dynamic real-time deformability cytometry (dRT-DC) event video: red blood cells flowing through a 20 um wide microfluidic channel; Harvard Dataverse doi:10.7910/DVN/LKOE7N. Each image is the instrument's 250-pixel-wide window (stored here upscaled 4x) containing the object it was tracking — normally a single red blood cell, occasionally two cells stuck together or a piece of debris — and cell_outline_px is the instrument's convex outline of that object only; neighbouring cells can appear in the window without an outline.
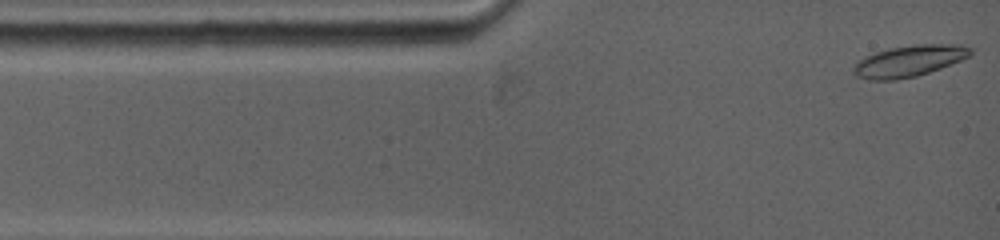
{"species": "common noctule bat (a hibernating species)", "species_latin": "Nyctalus noctula", "temperature_condition": "warm", "stored_images_in_passage": 67, "camera_frame_rate_fps": 5000, "um_per_image_px": 0.085, "animal": {"sex": "female", "body_mass_g": 19.0, "forearm_length_mm": 53.3}, "frame": {"image": 1, "passage_image": 1, "time_ms": 0.0, "image_size_px": [1000, 240], "cell_outline_px": [[972, 52], [968, 56], [960, 60], [940, 68], [916, 76], [896, 80], [872, 80], [856, 76], [852, 68], [864, 56], [888, 48], [916, 44], [960, 44], [972, 48]], "centroid_in_image_um": [77.26, 5.17], "position_along_channel_um": 7.7, "area_um2": 21.21}}
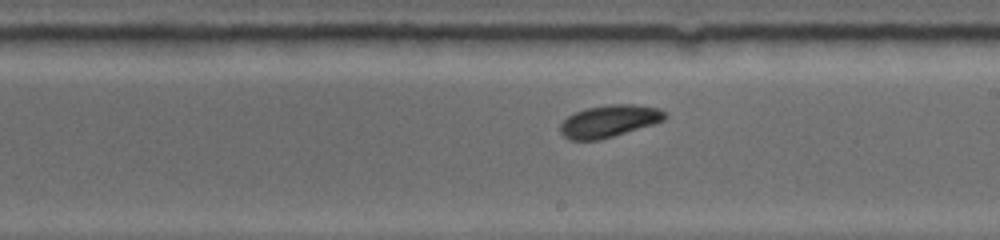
{"frame": {"image": 2, "passage_image": 43, "time_ms": 7.2, "image_size_px": [1000, 240], "cell_outline_px": [[668, 116], [664, 120], [652, 124], [600, 140], [568, 140], [560, 132], [560, 124], [568, 116], [584, 108], [612, 104], [632, 104], [660, 108]], "centroid_in_image_um": [51.76, 10.29], "position_along_channel_um": 237.2, "area_um2": 19.54}}
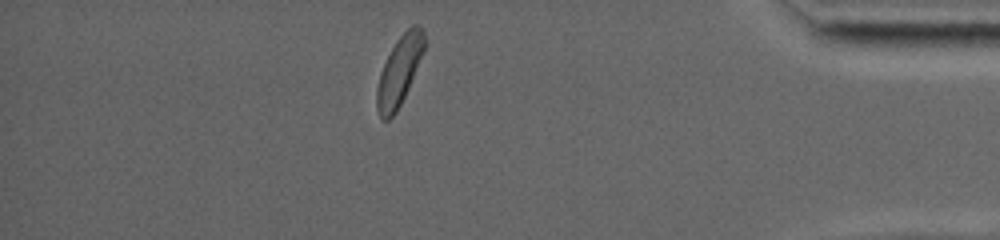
{"frame": {"image": 3, "passage_image": 66, "time_ms": 12.6, "image_size_px": [1000, 240], "cell_outline_px": [[424, 52], [408, 88], [396, 112], [388, 120], [384, 120], [380, 116], [376, 108], [376, 88], [380, 72], [396, 40], [412, 24], [420, 24], [424, 32]], "centroid_in_image_um": [33.93, 6.01], "position_along_channel_um": 401.3, "area_um2": 18.9}, "authors_computed_cell_mechanics": {"area_um2": 19.7098, "velocity_mm_per_s": 3.833, "shape_relaxation_time_tau1_ms": 9.5307, "shape_relaxation_time_tau2_ms": null, "deformation_change_tau1": 0.1941, "deformation_change_tau2": null}}